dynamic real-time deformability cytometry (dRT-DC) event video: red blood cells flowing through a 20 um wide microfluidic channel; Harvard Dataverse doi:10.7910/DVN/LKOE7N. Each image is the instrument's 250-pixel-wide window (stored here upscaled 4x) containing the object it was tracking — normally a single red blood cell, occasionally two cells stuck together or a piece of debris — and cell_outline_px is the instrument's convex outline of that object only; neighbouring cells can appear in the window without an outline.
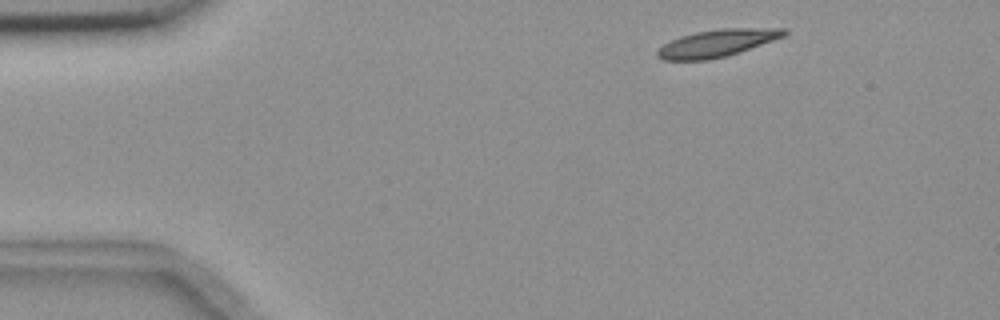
{"species": "common noctule bat (a hibernating species)", "species_latin": "Nyctalus noctula", "temperature_condition": "room temperature", "stored_images_in_passage": 6, "camera_frame_rate_fps": 3000, "um_per_image_px": 0.085, "animal": {"sex": "female", "body_mass_g": 18.4}, "frame": {"image": 1, "passage_image": 1, "time_ms": 0.0, "image_size_px": [1000, 320], "cell_outline_px": [[788, 32], [784, 36], [728, 56], [708, 60], [664, 60], [656, 56], [656, 52], [664, 44], [680, 36], [696, 32], [720, 28], [784, 28]], "centroid_in_image_um": [60.94, 3.67], "position_along_channel_um": 24.1, "area_um2": 20.06}}
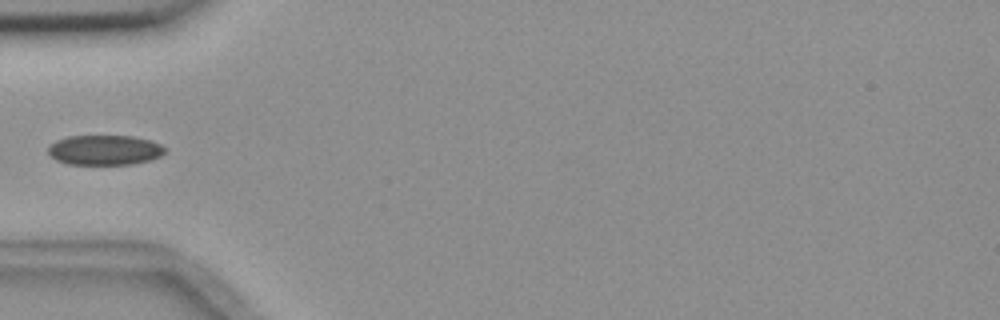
{"frame": {"image": 2, "passage_image": 5, "time_ms": 24.667, "image_size_px": [1000, 320], "cell_outline_px": [[164, 152], [160, 156], [148, 160], [132, 164], [68, 164], [56, 160], [48, 152], [48, 148], [56, 140], [68, 136], [132, 136], [152, 140], [160, 144], [164, 148]], "centroid_in_image_um": [8.89, 12.75], "position_along_channel_um": 76.1, "area_um2": 20.23}}